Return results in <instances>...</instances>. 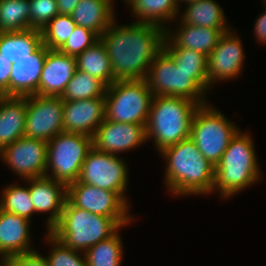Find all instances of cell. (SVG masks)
<instances>
[{
    "instance_id": "f1b7e54d",
    "label": "cell",
    "mask_w": 266,
    "mask_h": 266,
    "mask_svg": "<svg viewBox=\"0 0 266 266\" xmlns=\"http://www.w3.org/2000/svg\"><path fill=\"white\" fill-rule=\"evenodd\" d=\"M30 29L29 0H0V32Z\"/></svg>"
},
{
    "instance_id": "277c9868",
    "label": "cell",
    "mask_w": 266,
    "mask_h": 266,
    "mask_svg": "<svg viewBox=\"0 0 266 266\" xmlns=\"http://www.w3.org/2000/svg\"><path fill=\"white\" fill-rule=\"evenodd\" d=\"M120 228L112 217L75 207L67 199L60 220L51 228L50 233L65 246L85 252L114 235Z\"/></svg>"
},
{
    "instance_id": "7c38bea8",
    "label": "cell",
    "mask_w": 266,
    "mask_h": 266,
    "mask_svg": "<svg viewBox=\"0 0 266 266\" xmlns=\"http://www.w3.org/2000/svg\"><path fill=\"white\" fill-rule=\"evenodd\" d=\"M63 105L61 97L37 94L27 96L24 136L48 142L57 134L64 132Z\"/></svg>"
},
{
    "instance_id": "484cf974",
    "label": "cell",
    "mask_w": 266,
    "mask_h": 266,
    "mask_svg": "<svg viewBox=\"0 0 266 266\" xmlns=\"http://www.w3.org/2000/svg\"><path fill=\"white\" fill-rule=\"evenodd\" d=\"M222 10L214 0L189 2L185 13L181 16V22L193 26L217 28L226 33L230 29L226 26V19Z\"/></svg>"
},
{
    "instance_id": "b9f144b4",
    "label": "cell",
    "mask_w": 266,
    "mask_h": 266,
    "mask_svg": "<svg viewBox=\"0 0 266 266\" xmlns=\"http://www.w3.org/2000/svg\"><path fill=\"white\" fill-rule=\"evenodd\" d=\"M179 1H182V0H177V2L179 3ZM185 3H189V2H193V1H198V0H183Z\"/></svg>"
},
{
    "instance_id": "8fae6325",
    "label": "cell",
    "mask_w": 266,
    "mask_h": 266,
    "mask_svg": "<svg viewBox=\"0 0 266 266\" xmlns=\"http://www.w3.org/2000/svg\"><path fill=\"white\" fill-rule=\"evenodd\" d=\"M67 199L94 214L112 217L121 227L132 220L128 205L117 192L75 181L67 186Z\"/></svg>"
},
{
    "instance_id": "52a82bcc",
    "label": "cell",
    "mask_w": 266,
    "mask_h": 266,
    "mask_svg": "<svg viewBox=\"0 0 266 266\" xmlns=\"http://www.w3.org/2000/svg\"><path fill=\"white\" fill-rule=\"evenodd\" d=\"M104 97L107 120L146 125L153 98L146 80H116Z\"/></svg>"
},
{
    "instance_id": "ab89813d",
    "label": "cell",
    "mask_w": 266,
    "mask_h": 266,
    "mask_svg": "<svg viewBox=\"0 0 266 266\" xmlns=\"http://www.w3.org/2000/svg\"><path fill=\"white\" fill-rule=\"evenodd\" d=\"M59 14L71 15L80 0H56Z\"/></svg>"
},
{
    "instance_id": "f35d334b",
    "label": "cell",
    "mask_w": 266,
    "mask_h": 266,
    "mask_svg": "<svg viewBox=\"0 0 266 266\" xmlns=\"http://www.w3.org/2000/svg\"><path fill=\"white\" fill-rule=\"evenodd\" d=\"M255 36H257L258 40L266 43V9L264 11V14L259 18H257L256 24H255Z\"/></svg>"
},
{
    "instance_id": "cb8c5ba5",
    "label": "cell",
    "mask_w": 266,
    "mask_h": 266,
    "mask_svg": "<svg viewBox=\"0 0 266 266\" xmlns=\"http://www.w3.org/2000/svg\"><path fill=\"white\" fill-rule=\"evenodd\" d=\"M42 44L41 30L0 32V56L11 64L30 57Z\"/></svg>"
},
{
    "instance_id": "e575fe53",
    "label": "cell",
    "mask_w": 266,
    "mask_h": 266,
    "mask_svg": "<svg viewBox=\"0 0 266 266\" xmlns=\"http://www.w3.org/2000/svg\"><path fill=\"white\" fill-rule=\"evenodd\" d=\"M98 40L99 36L91 29L76 25L72 34L58 51L76 57Z\"/></svg>"
},
{
    "instance_id": "836d02e7",
    "label": "cell",
    "mask_w": 266,
    "mask_h": 266,
    "mask_svg": "<svg viewBox=\"0 0 266 266\" xmlns=\"http://www.w3.org/2000/svg\"><path fill=\"white\" fill-rule=\"evenodd\" d=\"M49 243H53L54 247L51 250L48 258L46 257L49 266H87V262L84 258L77 253L80 251L73 250L70 247L65 246L55 236L48 232L47 237Z\"/></svg>"
},
{
    "instance_id": "7402d4cb",
    "label": "cell",
    "mask_w": 266,
    "mask_h": 266,
    "mask_svg": "<svg viewBox=\"0 0 266 266\" xmlns=\"http://www.w3.org/2000/svg\"><path fill=\"white\" fill-rule=\"evenodd\" d=\"M181 23V26H179L180 29L177 30V34L175 33V35L166 29L164 43L168 44V47L192 49L208 56L217 46L220 37L224 34L217 28L199 27Z\"/></svg>"
},
{
    "instance_id": "ba28073f",
    "label": "cell",
    "mask_w": 266,
    "mask_h": 266,
    "mask_svg": "<svg viewBox=\"0 0 266 266\" xmlns=\"http://www.w3.org/2000/svg\"><path fill=\"white\" fill-rule=\"evenodd\" d=\"M238 128L216 109L209 105L199 106L192 122L190 139L204 158L216 166Z\"/></svg>"
},
{
    "instance_id": "8992f818",
    "label": "cell",
    "mask_w": 266,
    "mask_h": 266,
    "mask_svg": "<svg viewBox=\"0 0 266 266\" xmlns=\"http://www.w3.org/2000/svg\"><path fill=\"white\" fill-rule=\"evenodd\" d=\"M247 134L238 131L215 166L213 190L219 189L223 197H230L259 179L256 153L251 137Z\"/></svg>"
},
{
    "instance_id": "6da1fadb",
    "label": "cell",
    "mask_w": 266,
    "mask_h": 266,
    "mask_svg": "<svg viewBox=\"0 0 266 266\" xmlns=\"http://www.w3.org/2000/svg\"><path fill=\"white\" fill-rule=\"evenodd\" d=\"M99 37L111 60L115 80H145L149 67L163 49L166 28L136 22L116 25Z\"/></svg>"
},
{
    "instance_id": "d6a6232c",
    "label": "cell",
    "mask_w": 266,
    "mask_h": 266,
    "mask_svg": "<svg viewBox=\"0 0 266 266\" xmlns=\"http://www.w3.org/2000/svg\"><path fill=\"white\" fill-rule=\"evenodd\" d=\"M163 49L172 57L178 68L185 71H207V55L192 49L168 47L164 42Z\"/></svg>"
},
{
    "instance_id": "8d00e7d4",
    "label": "cell",
    "mask_w": 266,
    "mask_h": 266,
    "mask_svg": "<svg viewBox=\"0 0 266 266\" xmlns=\"http://www.w3.org/2000/svg\"><path fill=\"white\" fill-rule=\"evenodd\" d=\"M8 266H49L45 257L32 251L6 258Z\"/></svg>"
},
{
    "instance_id": "ffe728a7",
    "label": "cell",
    "mask_w": 266,
    "mask_h": 266,
    "mask_svg": "<svg viewBox=\"0 0 266 266\" xmlns=\"http://www.w3.org/2000/svg\"><path fill=\"white\" fill-rule=\"evenodd\" d=\"M29 224L26 218L0 209V257L35 251L30 250Z\"/></svg>"
},
{
    "instance_id": "d4e9b609",
    "label": "cell",
    "mask_w": 266,
    "mask_h": 266,
    "mask_svg": "<svg viewBox=\"0 0 266 266\" xmlns=\"http://www.w3.org/2000/svg\"><path fill=\"white\" fill-rule=\"evenodd\" d=\"M76 65L79 71L89 73L102 81L107 87L116 81L111 60L100 39L76 56Z\"/></svg>"
},
{
    "instance_id": "44dd1931",
    "label": "cell",
    "mask_w": 266,
    "mask_h": 266,
    "mask_svg": "<svg viewBox=\"0 0 266 266\" xmlns=\"http://www.w3.org/2000/svg\"><path fill=\"white\" fill-rule=\"evenodd\" d=\"M26 97H0V151L24 137Z\"/></svg>"
},
{
    "instance_id": "5bb4252c",
    "label": "cell",
    "mask_w": 266,
    "mask_h": 266,
    "mask_svg": "<svg viewBox=\"0 0 266 266\" xmlns=\"http://www.w3.org/2000/svg\"><path fill=\"white\" fill-rule=\"evenodd\" d=\"M92 138L96 150L116 155L145 142L147 130L146 125L114 122L105 118Z\"/></svg>"
},
{
    "instance_id": "e0dca14e",
    "label": "cell",
    "mask_w": 266,
    "mask_h": 266,
    "mask_svg": "<svg viewBox=\"0 0 266 266\" xmlns=\"http://www.w3.org/2000/svg\"><path fill=\"white\" fill-rule=\"evenodd\" d=\"M29 194L35 212H51L47 219L48 232L60 220L65 202L67 200V186L58 182L50 175L27 179Z\"/></svg>"
},
{
    "instance_id": "60d3db41",
    "label": "cell",
    "mask_w": 266,
    "mask_h": 266,
    "mask_svg": "<svg viewBox=\"0 0 266 266\" xmlns=\"http://www.w3.org/2000/svg\"><path fill=\"white\" fill-rule=\"evenodd\" d=\"M1 259H2V261L0 263V266H8L6 259L5 258H1Z\"/></svg>"
},
{
    "instance_id": "30bf717a",
    "label": "cell",
    "mask_w": 266,
    "mask_h": 266,
    "mask_svg": "<svg viewBox=\"0 0 266 266\" xmlns=\"http://www.w3.org/2000/svg\"><path fill=\"white\" fill-rule=\"evenodd\" d=\"M125 163L117 155L104 153L93 147L83 162L77 181L117 192L127 202L124 197L128 182Z\"/></svg>"
},
{
    "instance_id": "f546056e",
    "label": "cell",
    "mask_w": 266,
    "mask_h": 266,
    "mask_svg": "<svg viewBox=\"0 0 266 266\" xmlns=\"http://www.w3.org/2000/svg\"><path fill=\"white\" fill-rule=\"evenodd\" d=\"M122 242L118 232L106 240L87 249L84 255L87 266H120L122 260Z\"/></svg>"
},
{
    "instance_id": "4fadbf2b",
    "label": "cell",
    "mask_w": 266,
    "mask_h": 266,
    "mask_svg": "<svg viewBox=\"0 0 266 266\" xmlns=\"http://www.w3.org/2000/svg\"><path fill=\"white\" fill-rule=\"evenodd\" d=\"M47 142L21 137L0 151V157L25 180L44 177L47 166Z\"/></svg>"
},
{
    "instance_id": "d590c367",
    "label": "cell",
    "mask_w": 266,
    "mask_h": 266,
    "mask_svg": "<svg viewBox=\"0 0 266 266\" xmlns=\"http://www.w3.org/2000/svg\"><path fill=\"white\" fill-rule=\"evenodd\" d=\"M30 29L42 30L55 16L59 15L56 0H29Z\"/></svg>"
},
{
    "instance_id": "9c48e42d",
    "label": "cell",
    "mask_w": 266,
    "mask_h": 266,
    "mask_svg": "<svg viewBox=\"0 0 266 266\" xmlns=\"http://www.w3.org/2000/svg\"><path fill=\"white\" fill-rule=\"evenodd\" d=\"M93 148V138L78 133L61 132L47 142L46 177L70 185L77 181L83 162Z\"/></svg>"
},
{
    "instance_id": "7a4b0ae2",
    "label": "cell",
    "mask_w": 266,
    "mask_h": 266,
    "mask_svg": "<svg viewBox=\"0 0 266 266\" xmlns=\"http://www.w3.org/2000/svg\"><path fill=\"white\" fill-rule=\"evenodd\" d=\"M167 160L165 184L175 195L208 194L213 191L215 166L190 139L160 151Z\"/></svg>"
},
{
    "instance_id": "d6986e66",
    "label": "cell",
    "mask_w": 266,
    "mask_h": 266,
    "mask_svg": "<svg viewBox=\"0 0 266 266\" xmlns=\"http://www.w3.org/2000/svg\"><path fill=\"white\" fill-rule=\"evenodd\" d=\"M48 47L42 44L30 57L11 64L10 97L38 95L39 82Z\"/></svg>"
},
{
    "instance_id": "3957f363",
    "label": "cell",
    "mask_w": 266,
    "mask_h": 266,
    "mask_svg": "<svg viewBox=\"0 0 266 266\" xmlns=\"http://www.w3.org/2000/svg\"><path fill=\"white\" fill-rule=\"evenodd\" d=\"M199 104L181 97L153 96L146 123L147 139L158 151L190 138L191 122Z\"/></svg>"
},
{
    "instance_id": "603a6c76",
    "label": "cell",
    "mask_w": 266,
    "mask_h": 266,
    "mask_svg": "<svg viewBox=\"0 0 266 266\" xmlns=\"http://www.w3.org/2000/svg\"><path fill=\"white\" fill-rule=\"evenodd\" d=\"M112 5L107 0H80L71 17L77 25L91 29L100 37L115 20Z\"/></svg>"
},
{
    "instance_id": "2e32d148",
    "label": "cell",
    "mask_w": 266,
    "mask_h": 266,
    "mask_svg": "<svg viewBox=\"0 0 266 266\" xmlns=\"http://www.w3.org/2000/svg\"><path fill=\"white\" fill-rule=\"evenodd\" d=\"M105 118V98L64 101V132L93 137Z\"/></svg>"
},
{
    "instance_id": "5b68a950",
    "label": "cell",
    "mask_w": 266,
    "mask_h": 266,
    "mask_svg": "<svg viewBox=\"0 0 266 266\" xmlns=\"http://www.w3.org/2000/svg\"><path fill=\"white\" fill-rule=\"evenodd\" d=\"M145 80L153 96L186 98L200 106L207 103L203 100L204 92L209 87L207 71H185L178 68L164 49L154 58Z\"/></svg>"
},
{
    "instance_id": "4316f807",
    "label": "cell",
    "mask_w": 266,
    "mask_h": 266,
    "mask_svg": "<svg viewBox=\"0 0 266 266\" xmlns=\"http://www.w3.org/2000/svg\"><path fill=\"white\" fill-rule=\"evenodd\" d=\"M133 14L141 18L137 22L155 24L163 27L164 21L174 20L177 15V0H129ZM161 22V23H160Z\"/></svg>"
},
{
    "instance_id": "4dcf8cb0",
    "label": "cell",
    "mask_w": 266,
    "mask_h": 266,
    "mask_svg": "<svg viewBox=\"0 0 266 266\" xmlns=\"http://www.w3.org/2000/svg\"><path fill=\"white\" fill-rule=\"evenodd\" d=\"M0 209L29 220L35 212L29 194V186H7L3 191L2 200H0Z\"/></svg>"
},
{
    "instance_id": "83f0119b",
    "label": "cell",
    "mask_w": 266,
    "mask_h": 266,
    "mask_svg": "<svg viewBox=\"0 0 266 266\" xmlns=\"http://www.w3.org/2000/svg\"><path fill=\"white\" fill-rule=\"evenodd\" d=\"M107 86L89 73L75 71L61 96L63 101L105 98Z\"/></svg>"
},
{
    "instance_id": "74e56055",
    "label": "cell",
    "mask_w": 266,
    "mask_h": 266,
    "mask_svg": "<svg viewBox=\"0 0 266 266\" xmlns=\"http://www.w3.org/2000/svg\"><path fill=\"white\" fill-rule=\"evenodd\" d=\"M11 63L0 56V95L10 97Z\"/></svg>"
},
{
    "instance_id": "1f68e13d",
    "label": "cell",
    "mask_w": 266,
    "mask_h": 266,
    "mask_svg": "<svg viewBox=\"0 0 266 266\" xmlns=\"http://www.w3.org/2000/svg\"><path fill=\"white\" fill-rule=\"evenodd\" d=\"M71 15L59 14L41 30L42 42L49 50H58L76 27Z\"/></svg>"
},
{
    "instance_id": "9a60e30c",
    "label": "cell",
    "mask_w": 266,
    "mask_h": 266,
    "mask_svg": "<svg viewBox=\"0 0 266 266\" xmlns=\"http://www.w3.org/2000/svg\"><path fill=\"white\" fill-rule=\"evenodd\" d=\"M230 30L224 33L217 46L207 56L209 86L215 80L232 79L243 67L244 52L240 39Z\"/></svg>"
},
{
    "instance_id": "ac0fdd59",
    "label": "cell",
    "mask_w": 266,
    "mask_h": 266,
    "mask_svg": "<svg viewBox=\"0 0 266 266\" xmlns=\"http://www.w3.org/2000/svg\"><path fill=\"white\" fill-rule=\"evenodd\" d=\"M77 70L76 57L58 50H47L38 95L61 97Z\"/></svg>"
}]
</instances>
